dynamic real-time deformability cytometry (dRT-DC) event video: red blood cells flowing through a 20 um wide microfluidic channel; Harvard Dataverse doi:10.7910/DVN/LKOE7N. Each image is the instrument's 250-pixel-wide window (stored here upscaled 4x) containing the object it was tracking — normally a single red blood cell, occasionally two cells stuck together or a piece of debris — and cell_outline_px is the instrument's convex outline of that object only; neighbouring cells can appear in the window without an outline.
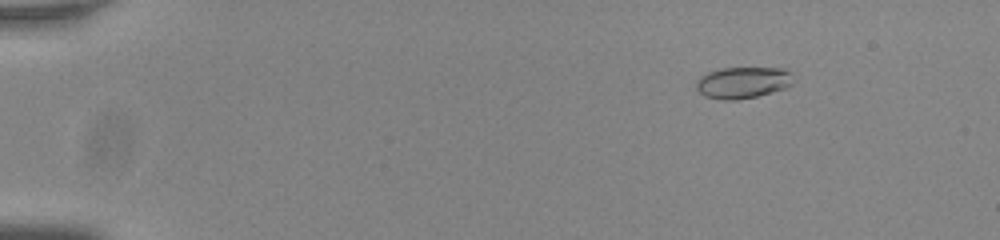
{"species": "common noctule bat (a hibernating species)", "species_latin": "Nyctalus noctula", "temperature_condition": "room temperature", "stored_images_in_passage": 57, "camera_frame_rate_fps": 3000, "um_per_image_px": 0.085, "animal": {"sex": "male", "body_mass_g": 20.0, "forearm_length_mm": 53.3}, "frame": {"image": 1, "passage_image": 9, "time_ms": 2.667, "image_size_px": [1000, 240], "cell_outline_px": [[792, 84], [784, 88], [756, 96], [736, 100], [724, 100], [704, 96], [696, 88], [696, 80], [700, 76], [708, 72], [720, 68], [784, 68], [792, 72]], "centroid_in_image_um": [63.12, 7.01], "position_along_channel_um": 21.9, "area_um2": 17.8}}
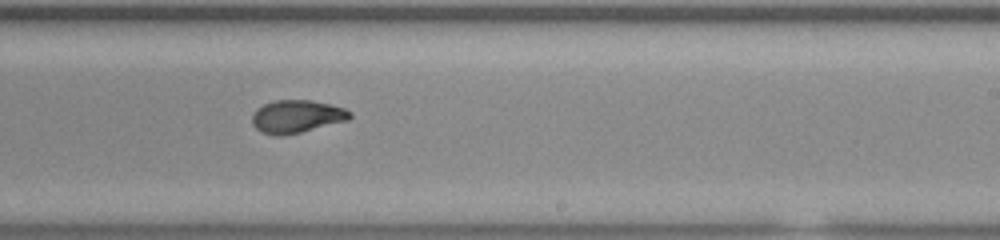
{"frame": {"image": 2, "passage_image": 37, "time_ms": 12.0, "image_size_px": [1000, 240], "cell_outline_px": [[352, 116], [348, 120], [300, 132], [280, 136], [276, 136], [260, 132], [252, 124], [252, 112], [256, 108], [264, 104], [276, 100], [312, 100], [332, 104], [344, 108], [352, 112]], "centroid_in_image_um": [25.2, 9.89], "position_along_channel_um": 263.8, "area_um2": 18.84}}
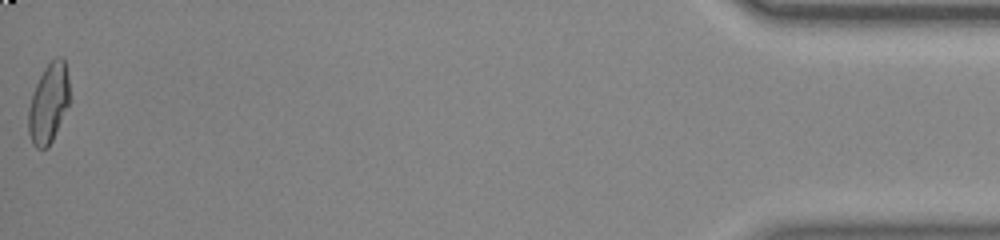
{"frame": {"image": 3, "passage_image": 57, "time_ms": 18.667, "image_size_px": [1000, 240], "cell_outline_px": [[68, 104], [52, 140], [48, 148], [36, 148], [32, 144], [28, 132], [28, 108], [32, 92], [44, 68], [56, 56], [60, 56], [64, 60], [68, 76]], "centroid_in_image_um": [4.09, 8.78], "position_along_channel_um": 431.1, "area_um2": 18.84}, "authors_computed_cell_mechanics": {"area_um2": 18.496, "velocity_mm_per_s": 3.7945, "shape_relaxation_time_tau1_ms": 7.3529, "shape_relaxation_time_tau2_ms": 1.5091, "deformation_change_tau1": 0.2055, "deformation_change_tau2": 0.058}}